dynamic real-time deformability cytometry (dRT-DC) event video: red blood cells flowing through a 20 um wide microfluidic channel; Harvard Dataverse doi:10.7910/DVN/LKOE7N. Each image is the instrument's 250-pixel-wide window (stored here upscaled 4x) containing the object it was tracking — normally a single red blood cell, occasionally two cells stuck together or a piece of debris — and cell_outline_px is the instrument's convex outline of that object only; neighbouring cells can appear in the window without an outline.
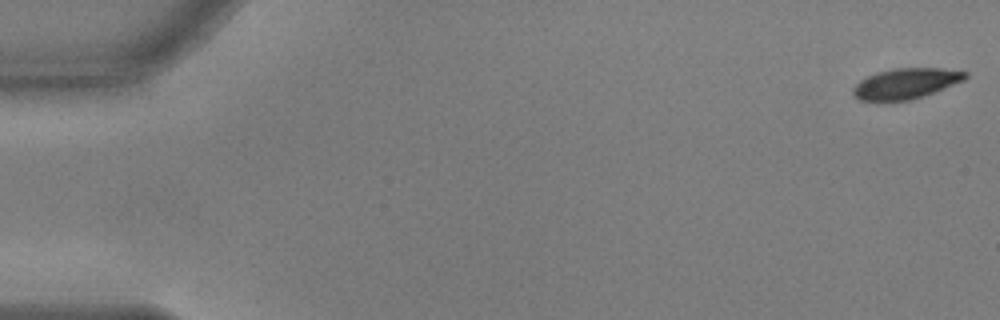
{"species": "common noctule bat (a hibernating species)", "species_latin": "Nyctalus noctula", "temperature_condition": "warm", "stored_images_in_passage": 55, "camera_frame_rate_fps": 3000, "um_per_image_px": 0.085, "animal": {"sex": "male", "body_mass_g": 17.9, "forearm_length_mm": 54.2}, "frame": {"image": 1, "passage_image": 1, "time_ms": 0.0, "image_size_px": [1000, 320], "cell_outline_px": [[968, 76], [964, 80], [924, 96], [912, 100], [876, 104], [856, 100], [852, 96], [852, 88], [860, 80], [868, 76], [880, 72], [896, 68], [940, 68], [968, 72]], "centroid_in_image_um": [76.9, 7.16], "position_along_channel_um": 8.1, "area_um2": 20.63}}
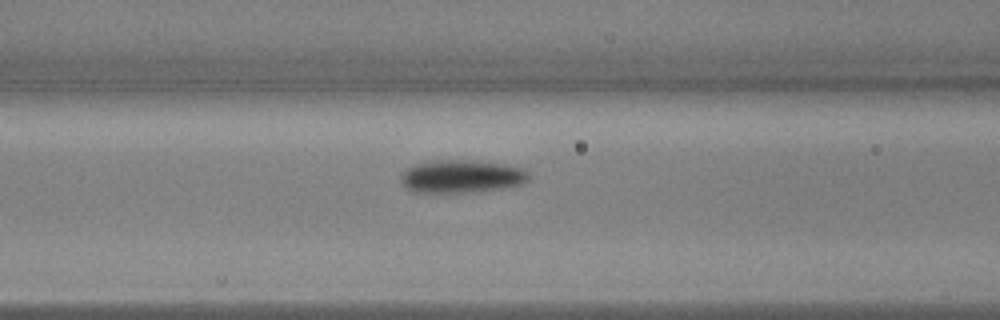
{"frame": {"image": 2, "passage_image": 23, "time_ms": 7.333, "image_size_px": [1000, 320], "cell_outline_px": [[528, 180], [520, 184], [508, 188], [480, 192], [412, 192], [404, 188], [400, 180], [400, 176], [408, 168], [416, 164], [436, 160], [460, 160], [504, 164], [524, 168], [528, 172]], "centroid_in_image_um": [39.23, 15.01], "position_along_channel_um": 127.4, "area_um2": 24.62}}
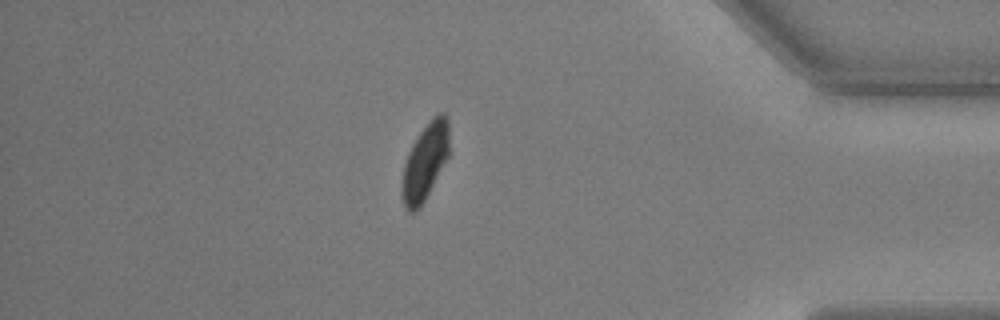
{"frame": {"image": 3, "passage_image": 48, "time_ms": 15.667, "image_size_px": [1000, 320], "cell_outline_px": [[448, 156], [420, 208], [416, 212], [408, 212], [404, 204], [400, 192], [400, 184], [404, 164], [408, 152], [412, 144], [428, 120], [432, 116], [440, 112], [444, 112], [448, 116]], "centroid_in_image_um": [36.1, 13.74], "position_along_channel_um": 399.1, "area_um2": 21.21}, "authors_computed_cell_mechanics": {"area_um2": 22.4842, "velocity_mm_per_s": 3.6612, "shape_relaxation_time_tau1_ms": 2.367, "shape_relaxation_time_tau2_ms": null, "deformation_change_tau1": 0.119, "deformation_change_tau2": null}}